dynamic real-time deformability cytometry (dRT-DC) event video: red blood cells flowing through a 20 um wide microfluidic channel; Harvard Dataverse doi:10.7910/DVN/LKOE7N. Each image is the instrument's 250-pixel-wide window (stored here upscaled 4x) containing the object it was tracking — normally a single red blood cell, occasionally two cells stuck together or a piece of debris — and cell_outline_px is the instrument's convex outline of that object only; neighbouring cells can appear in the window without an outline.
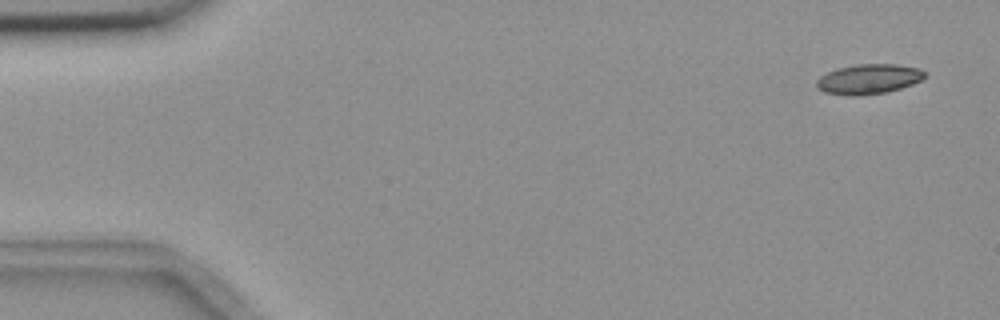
{"species": "common noctule bat (a hibernating species)", "species_latin": "Nyctalus noctula", "temperature_condition": "room temperature", "stored_images_in_passage": 4, "camera_frame_rate_fps": 3000, "um_per_image_px": 0.085, "animal": {"sex": "female", "body_mass_g": 18.4}, "frame": {"image": 1, "passage_image": 1, "time_ms": 0.0, "image_size_px": [1000, 320], "cell_outline_px": [[928, 76], [912, 84], [900, 88], [884, 92], [856, 96], [852, 96], [824, 92], [816, 88], [816, 80], [820, 76], [836, 68], [856, 64], [896, 64], [920, 68], [928, 72]], "centroid_in_image_um": [73.85, 6.71], "position_along_channel_um": 11.2, "area_um2": 19.02}}
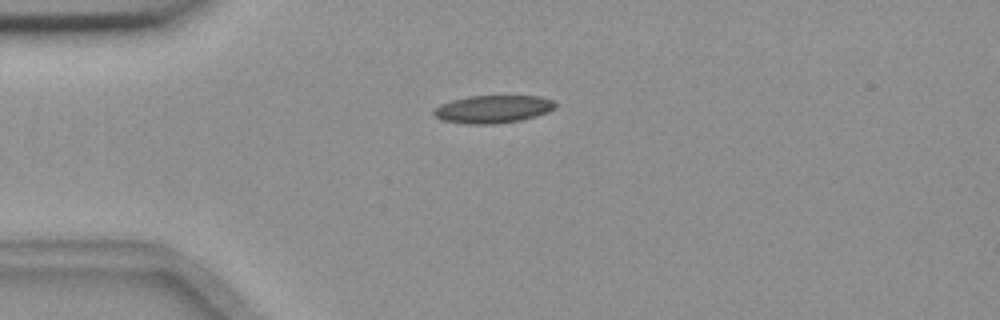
{"frame": {"image": 2, "passage_image": 4, "time_ms": 3.667, "image_size_px": [1000, 320], "cell_outline_px": [[556, 108], [548, 112], [536, 116], [520, 120], [492, 124], [468, 124], [440, 120], [432, 112], [440, 104], [452, 100], [468, 96], [540, 96], [552, 100], [556, 104]], "centroid_in_image_um": [41.9, 9.27], "position_along_channel_um": 43.1, "area_um2": 19.65}}